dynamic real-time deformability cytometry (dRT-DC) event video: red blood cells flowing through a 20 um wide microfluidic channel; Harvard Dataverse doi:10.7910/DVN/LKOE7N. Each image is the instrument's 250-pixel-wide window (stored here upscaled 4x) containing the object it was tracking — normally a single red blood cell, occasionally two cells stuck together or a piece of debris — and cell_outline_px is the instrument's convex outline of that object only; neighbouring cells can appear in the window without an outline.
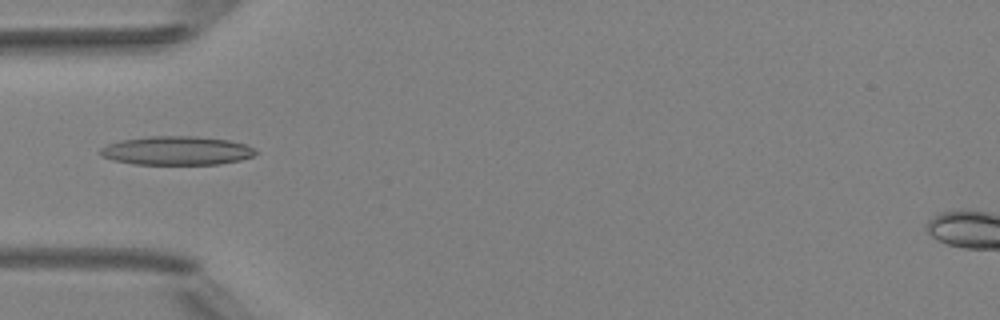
{"species": "Egyptian fruit bat (a non-hibernating species)", "species_latin": "Rousettus aegyptiacus", "temperature_condition": "room temperature", "stored_images_in_passage": 4, "camera_frame_rate_fps": 3000, "um_per_image_px": 0.085, "animal": {"sex": "female"}, "frame": {"image": 1, "passage_image": 4, "time_ms": 4.333, "image_size_px": [1000, 320], "cell_outline_px": [[260, 152], [252, 156], [240, 160], [220, 164], [132, 164], [112, 160], [100, 156], [96, 152], [100, 148], [108, 144], [120, 140], [148, 136], [196, 136], [228, 140], [244, 144], [256, 148]], "centroid_in_image_um": [14.99, 12.8], "position_along_channel_um": 70.0, "area_um2": 26.36}}